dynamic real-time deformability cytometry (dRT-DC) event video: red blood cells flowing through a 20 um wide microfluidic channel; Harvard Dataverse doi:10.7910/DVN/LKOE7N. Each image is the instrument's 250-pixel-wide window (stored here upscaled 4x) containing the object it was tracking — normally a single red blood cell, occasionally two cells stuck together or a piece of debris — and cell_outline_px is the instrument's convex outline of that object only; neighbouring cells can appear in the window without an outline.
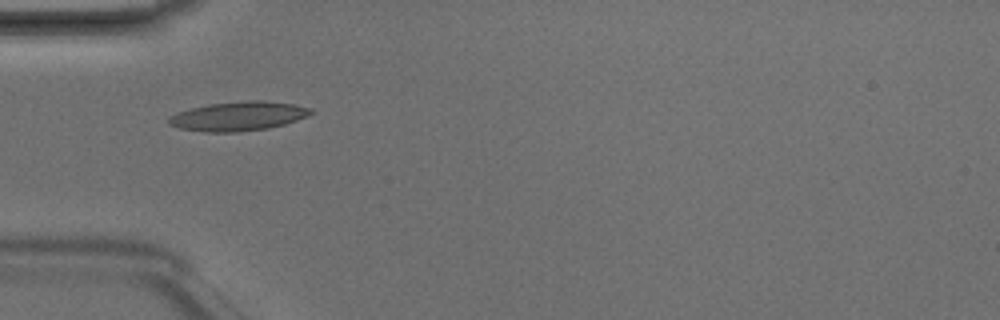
{"species": "Egyptian fruit bat (a non-hibernating species)", "species_latin": "Rousettus aegyptiacus", "temperature_condition": "room temperature", "stored_images_in_passage": 2, "camera_frame_rate_fps": 3000, "um_per_image_px": 0.085, "animal": {"sex": "male"}, "frame": {"image": 1, "passage_image": 1, "time_ms": 0.0, "image_size_px": [1000, 320], "cell_outline_px": [[316, 112], [308, 116], [284, 124], [268, 128], [236, 132], [204, 132], [180, 128], [168, 124], [168, 116], [176, 112], [208, 104], [244, 100], [264, 100], [292, 104], [312, 108]], "centroid_in_image_um": [20.26, 9.87], "position_along_channel_um": 64.7, "area_um2": 24.33}}